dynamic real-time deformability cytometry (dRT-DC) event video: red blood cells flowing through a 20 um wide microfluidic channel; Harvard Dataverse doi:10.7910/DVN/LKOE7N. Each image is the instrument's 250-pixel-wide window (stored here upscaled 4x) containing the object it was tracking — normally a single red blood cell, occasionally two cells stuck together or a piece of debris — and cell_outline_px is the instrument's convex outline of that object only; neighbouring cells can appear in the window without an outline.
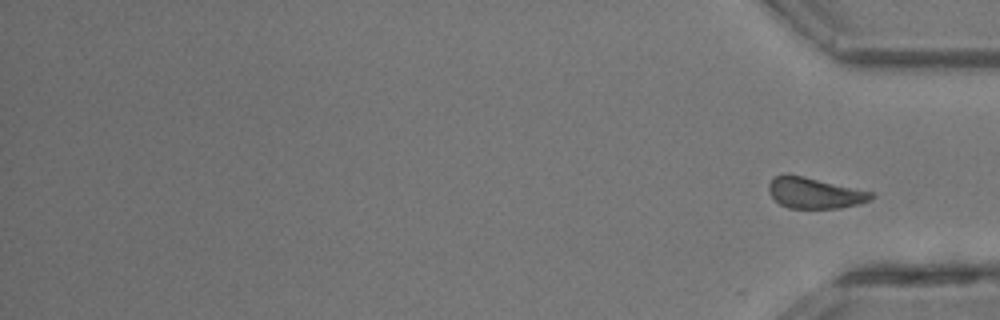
{"species": "common noctule bat (a hibernating species)", "species_latin": "Nyctalus noctula", "temperature_condition": "room temperature", "stored_images_in_passage": 28, "segment_of_instrument_passage": [2, 2], "camera_frame_rate_fps": 3000, "um_per_image_px": 0.085, "animal": {"sex": "male", "body_mass_g": 13.3}, "frame": {"image": 1, "passage_image": 28, "time_ms": 9.0, "image_size_px": [1000, 320], "cell_outline_px": [[876, 196], [872, 200], [860, 204], [840, 208], [788, 208], [780, 204], [768, 192], [768, 184], [776, 176], [788, 172], [872, 192]], "centroid_in_image_um": [69.25, 16.39], "position_along_channel_um": 365.9, "area_um2": 18.67}}